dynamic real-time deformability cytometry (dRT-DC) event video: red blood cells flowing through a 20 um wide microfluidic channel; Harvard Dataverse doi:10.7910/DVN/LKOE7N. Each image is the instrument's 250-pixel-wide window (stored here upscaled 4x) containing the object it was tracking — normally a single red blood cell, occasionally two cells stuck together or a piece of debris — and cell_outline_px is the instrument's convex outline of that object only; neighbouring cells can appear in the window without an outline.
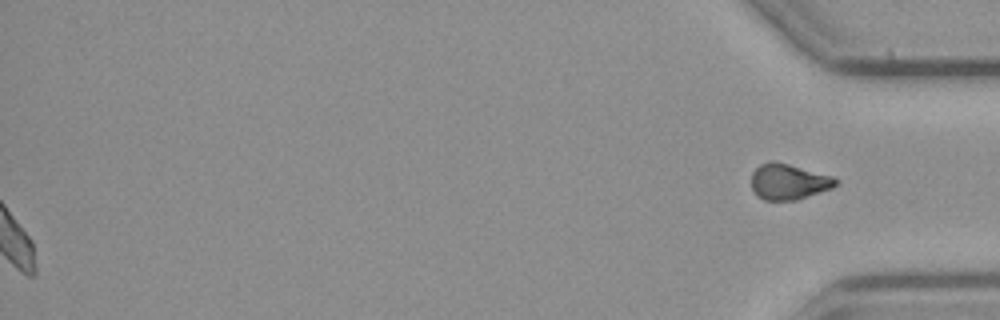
{"species": "common noctule bat (a hibernating species)", "species_latin": "Nyctalus noctula", "temperature_condition": "cold", "stored_images_in_passage": 57, "segment_of_instrument_passage": [2, 2], "camera_frame_rate_fps": 3000, "um_per_image_px": 0.085, "animal": {"sex": "male", "body_mass_g": 23.1, "forearm_length_mm": 52.7}, "frame": {"image": 1, "passage_image": 57, "time_ms": 18.667, "image_size_px": [1000, 320], "cell_outline_px": [[836, 184], [832, 188], [796, 200], [764, 200], [756, 196], [752, 188], [752, 172], [760, 164], [772, 160], [788, 164], [832, 176], [836, 180]], "centroid_in_image_um": [66.98, 15.45], "position_along_channel_um": 368.2, "area_um2": 17.4}}